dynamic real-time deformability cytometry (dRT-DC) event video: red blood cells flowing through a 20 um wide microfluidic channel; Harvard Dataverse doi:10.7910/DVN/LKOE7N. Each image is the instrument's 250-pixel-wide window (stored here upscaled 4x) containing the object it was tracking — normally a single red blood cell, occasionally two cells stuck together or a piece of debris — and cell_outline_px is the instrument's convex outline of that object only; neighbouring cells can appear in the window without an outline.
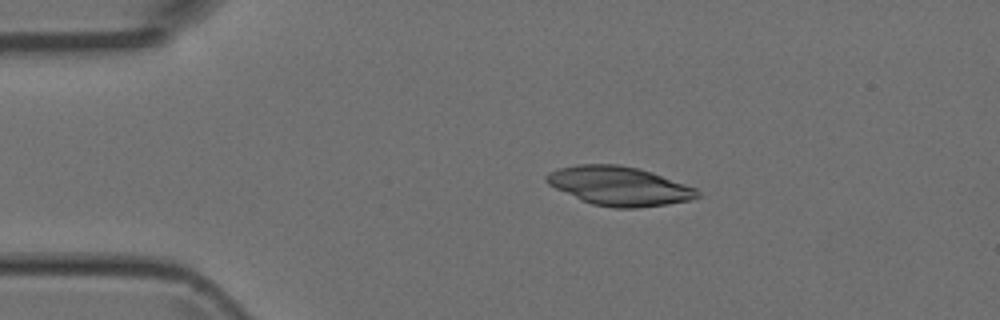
{"species": "Egyptian fruit bat (a non-hibernating species)", "species_latin": "Rousettus aegyptiacus", "temperature_condition": "room temperature", "stored_images_in_passage": 2, "camera_frame_rate_fps": 3000, "um_per_image_px": 0.085, "animal": {"sex": "female"}, "frame": {"image": 1, "passage_image": 1, "time_ms": 0.0, "image_size_px": [1000, 320], "cell_outline_px": [[700, 196], [692, 200], [636, 208], [612, 208], [592, 204], [556, 188], [548, 184], [544, 180], [544, 176], [560, 168], [580, 164], [616, 164], [636, 168], [652, 172], [696, 188], [700, 192]], "centroid_in_image_um": [52.65, 15.81], "position_along_channel_um": 32.3, "area_um2": 33.93}}